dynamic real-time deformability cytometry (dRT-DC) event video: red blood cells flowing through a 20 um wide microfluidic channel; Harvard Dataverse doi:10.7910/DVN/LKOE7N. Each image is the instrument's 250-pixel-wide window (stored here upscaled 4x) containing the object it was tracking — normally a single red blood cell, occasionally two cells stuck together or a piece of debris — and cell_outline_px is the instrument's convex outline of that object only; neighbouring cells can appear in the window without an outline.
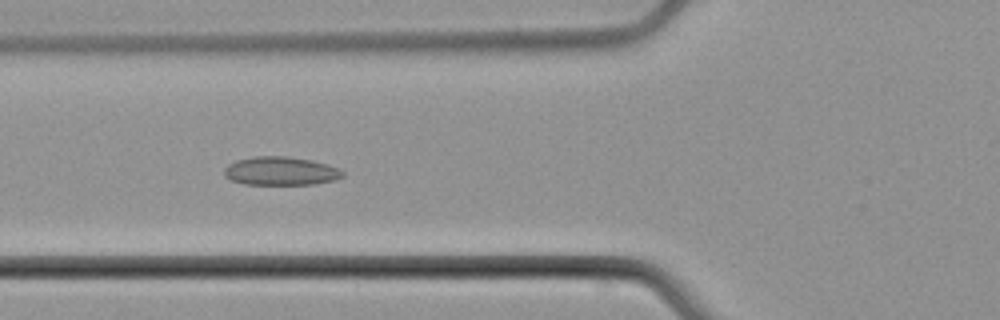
{"species": "common noctule bat (a hibernating species)", "species_latin": "Nyctalus noctula", "temperature_condition": "cold", "stored_images_in_passage": 8, "camera_frame_rate_fps": 3000, "um_per_image_px": 0.085, "animal": {"sex": "male", "body_mass_g": 21.5, "forearm_length_mm": 52.0}, "frame": {"image": 1, "passage_image": 5, "time_ms": 5.667, "image_size_px": [1000, 320], "cell_outline_px": [[344, 176], [336, 180], [312, 184], [244, 184], [232, 180], [224, 176], [224, 168], [228, 164], [236, 160], [252, 156], [288, 156], [312, 160], [328, 164], [340, 168], [344, 172]], "centroid_in_image_um": [23.88, 14.53], "position_along_channel_um": 101.9, "area_um2": 19.88}}
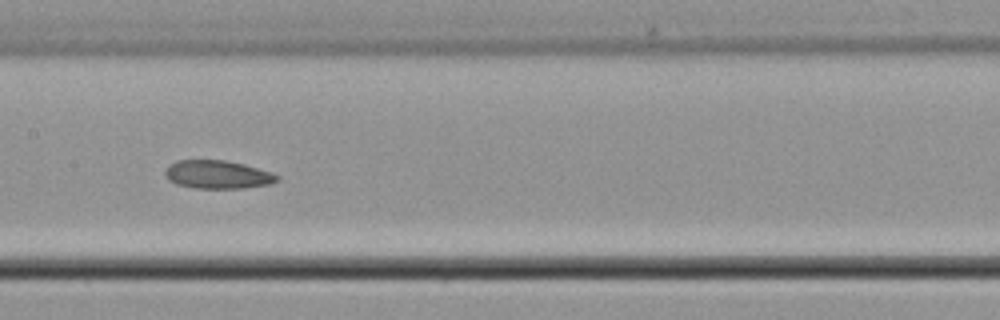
{"frame": {"image": 2, "passage_image": 7, "time_ms": 8.0, "image_size_px": [1000, 320], "cell_outline_px": [[280, 180], [272, 184], [244, 188], [196, 188], [176, 184], [168, 180], [164, 176], [164, 172], [168, 164], [176, 160], [224, 160], [244, 164], [272, 172], [280, 176]], "centroid_in_image_um": [18.5, 14.83], "position_along_channel_um": 188.9, "area_um2": 18.73}}
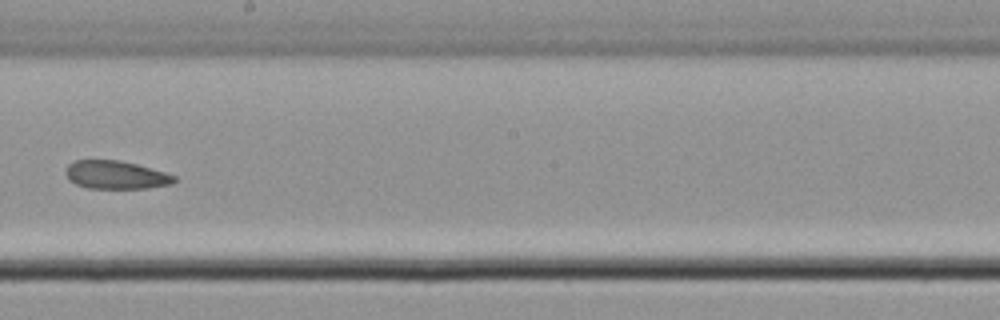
{"frame": {"image": 3, "passage_image": 8, "time_ms": 9.333, "image_size_px": [1000, 320], "cell_outline_px": [[176, 180], [172, 184], [148, 188], [88, 188], [76, 184], [68, 180], [64, 172], [68, 164], [76, 160], [120, 160], [136, 164], [164, 172], [176, 176]], "centroid_in_image_um": [9.82, 14.87], "position_along_channel_um": 238.4, "area_um2": 17.86}}